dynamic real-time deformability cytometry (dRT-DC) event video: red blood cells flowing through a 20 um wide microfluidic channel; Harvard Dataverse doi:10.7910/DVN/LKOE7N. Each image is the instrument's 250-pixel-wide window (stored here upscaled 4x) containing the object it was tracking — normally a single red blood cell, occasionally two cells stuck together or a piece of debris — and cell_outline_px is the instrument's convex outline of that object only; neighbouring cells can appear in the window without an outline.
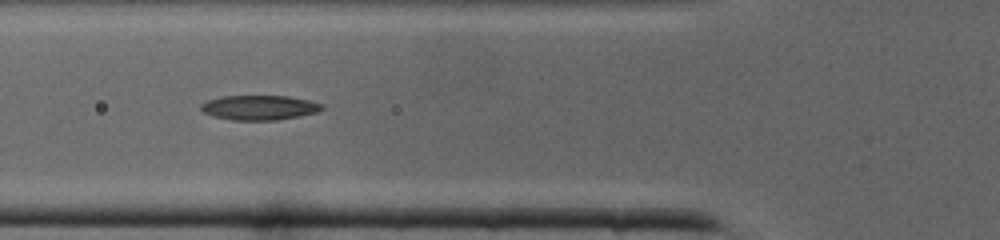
{"species": "common noctule bat (a hibernating species)", "species_latin": "Nyctalus noctula", "temperature_condition": "cold", "stored_images_in_passage": 25, "camera_frame_rate_fps": 3000, "um_per_image_px": 0.085, "animal": {"sex": "male", "body_mass_g": 19.0, "forearm_length_mm": 50.8}, "frame": {"image": 1, "passage_image": 3, "time_ms": 0.667, "image_size_px": [1000, 240], "cell_outline_px": [[316, 108], [308, 112], [288, 116], [224, 116], [212, 112], [204, 108], [208, 104], [216, 100], [236, 96], [276, 96], [300, 100], [312, 104]], "centroid_in_image_um": [22.02, 9.05], "position_along_channel_um": 103.8, "area_um2": 12.95}}
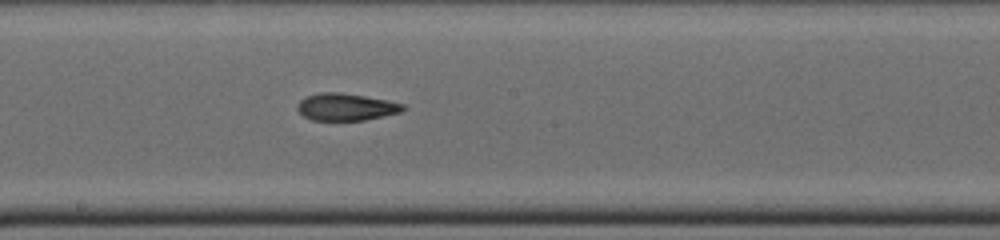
{"frame": {"image": 2, "passage_image": 10, "time_ms": 3.0, "image_size_px": [1000, 240], "cell_outline_px": [[400, 108], [392, 112], [376, 116], [356, 120], [320, 120], [308, 116], [300, 108], [300, 104], [304, 100], [312, 96], [356, 96], [396, 104]], "centroid_in_image_um": [29.33, 9.16], "position_along_channel_um": 218.9, "area_um2": 13.41}}
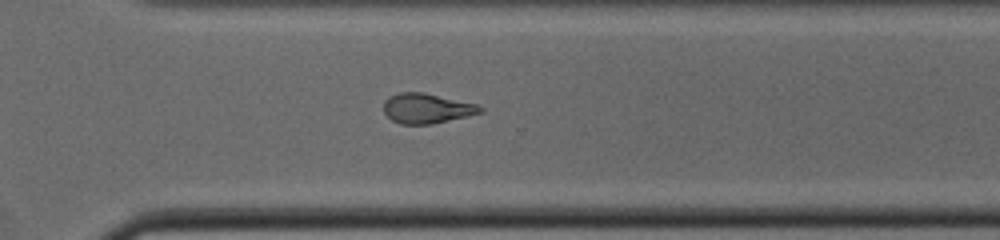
{"frame": {"image": 3, "passage_image": 17, "time_ms": 5.333, "image_size_px": [1000, 240], "cell_outline_px": [[476, 112], [440, 120], [420, 124], [408, 124], [396, 120], [392, 116], [388, 100], [396, 96], [432, 96], [468, 104], [476, 108]], "centroid_in_image_um": [36.24, 9.27], "position_along_channel_um": 334.4, "area_um2": 12.89}}